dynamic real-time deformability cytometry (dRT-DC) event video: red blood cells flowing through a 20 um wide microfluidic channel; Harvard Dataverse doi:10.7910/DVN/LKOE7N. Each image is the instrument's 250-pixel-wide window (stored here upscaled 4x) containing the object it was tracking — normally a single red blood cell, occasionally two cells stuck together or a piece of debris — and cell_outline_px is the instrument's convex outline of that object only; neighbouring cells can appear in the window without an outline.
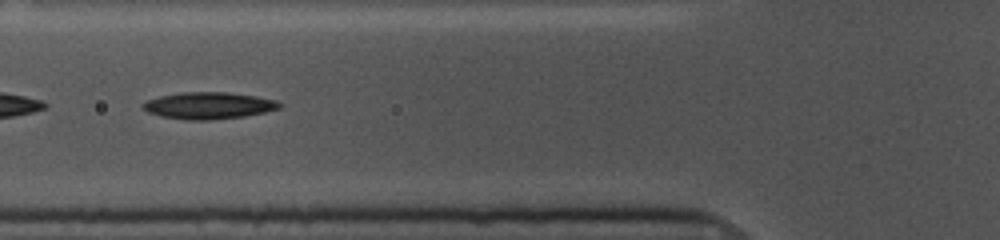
{"species": "common noctule bat (a hibernating species)", "species_latin": "Nyctalus noctula", "temperature_condition": "cold", "stored_images_in_passage": 39, "camera_frame_rate_fps": 3000, "um_per_image_px": 0.085, "animal": {"sex": "female", "body_mass_g": 10.0, "forearm_length_mm": 53.1}, "frame": {"image": 1, "passage_image": 6, "time_ms": 1.667, "image_size_px": [1000, 240], "cell_outline_px": [[284, 104], [280, 108], [264, 112], [244, 116], [208, 120], [188, 120], [160, 116], [148, 112], [144, 108], [144, 104], [148, 100], [160, 96], [184, 92], [228, 92], [256, 96], [276, 100]], "centroid_in_image_um": [17.78, 8.97], "position_along_channel_um": 108.0, "area_um2": 21.15}}
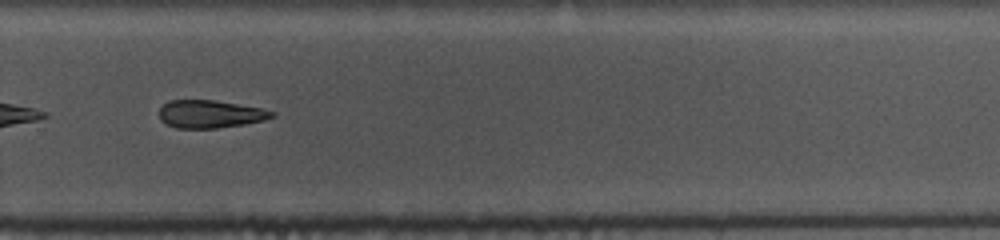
{"frame": {"image": 2, "passage_image": 23, "time_ms": 7.333, "image_size_px": [1000, 240], "cell_outline_px": [[276, 116], [264, 120], [244, 124], [216, 128], [176, 128], [160, 120], [160, 108], [168, 100], [212, 100], [260, 108], [276, 112]], "centroid_in_image_um": [17.86, 9.7], "position_along_channel_um": 311.9, "area_um2": 18.09}, "authors_computed_cell_mechanics": {"area_um2": 19.8254, "velocity_mm_per_s": 3.6059, "shape_relaxation_time_tau1_ms": 5.2254, "shape_relaxation_time_tau2_ms": null, "deformation_change_tau1": 0.1307, "deformation_change_tau2": null}}